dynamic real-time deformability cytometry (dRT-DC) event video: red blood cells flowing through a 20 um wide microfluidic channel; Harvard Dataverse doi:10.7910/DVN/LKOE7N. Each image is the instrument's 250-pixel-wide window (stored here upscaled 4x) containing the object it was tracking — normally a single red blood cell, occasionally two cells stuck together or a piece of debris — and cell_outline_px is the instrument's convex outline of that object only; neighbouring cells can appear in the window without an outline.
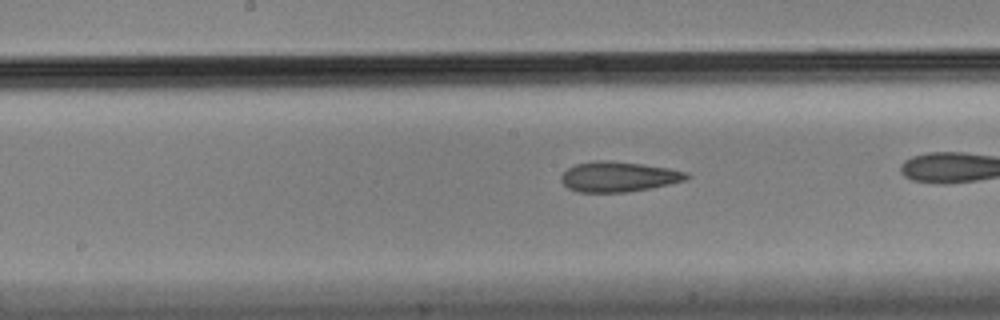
{"species": "Egyptian fruit bat (a non-hibernating species)", "species_latin": "Rousettus aegyptiacus", "temperature_condition": "cold", "stored_images_in_passage": 22, "camera_frame_rate_fps": 3000, "um_per_image_px": 0.085, "animal": {"sex": "male"}, "frame": {"image": 1, "passage_image": 10, "time_ms": 3.0, "image_size_px": [1000, 320], "cell_outline_px": [[692, 176], [688, 180], [628, 192], [580, 192], [568, 188], [560, 180], [560, 176], [568, 168], [576, 164], [596, 160], [612, 160], [668, 168], [688, 172]], "centroid_in_image_um": [52.59, 15.01], "position_along_channel_um": 195.6, "area_um2": 22.08}}